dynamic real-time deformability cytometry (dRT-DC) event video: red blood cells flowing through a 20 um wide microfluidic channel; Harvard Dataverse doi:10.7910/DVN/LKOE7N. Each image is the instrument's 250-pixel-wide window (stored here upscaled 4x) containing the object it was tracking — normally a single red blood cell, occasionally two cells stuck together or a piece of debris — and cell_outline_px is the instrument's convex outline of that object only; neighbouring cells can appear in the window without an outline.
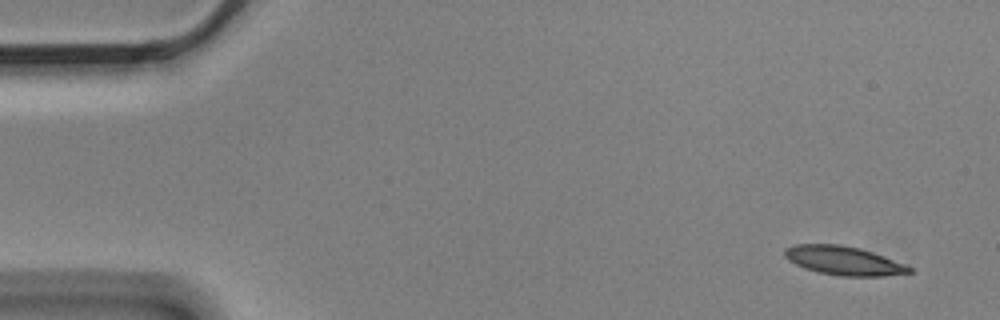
{"species": "Egyptian fruit bat (a non-hibernating species)", "species_latin": "Rousettus aegyptiacus", "temperature_condition": "cold", "stored_images_in_passage": 4, "camera_frame_rate_fps": 3000, "um_per_image_px": 0.085, "animal": {"sex": "male"}, "frame": {"image": 1, "passage_image": 1, "time_ms": 0.0, "image_size_px": [1000, 320], "cell_outline_px": [[912, 272], [884, 276], [840, 276], [820, 272], [804, 268], [788, 260], [784, 256], [784, 248], [792, 244], [840, 244], [860, 248], [884, 256], [904, 264], [912, 268]], "centroid_in_image_um": [71.67, 22.14], "position_along_channel_um": 13.3, "area_um2": 20.92}}
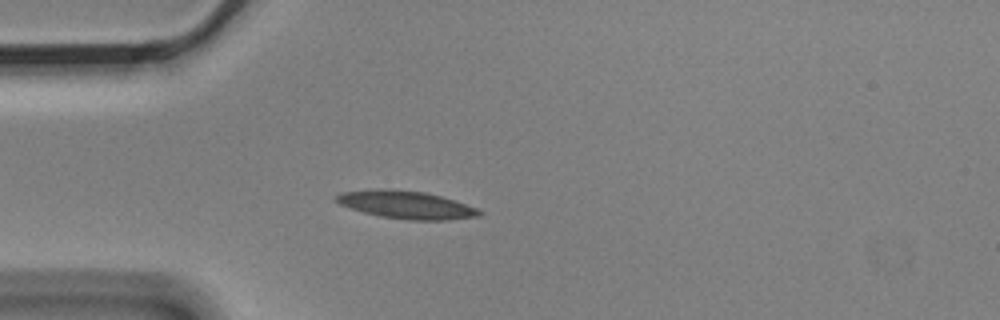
{"frame": {"image": 2, "passage_image": 4, "time_ms": 1.0, "image_size_px": [1000, 320], "cell_outline_px": [[484, 212], [480, 216], [448, 220], [408, 220], [380, 216], [364, 212], [340, 204], [332, 196], [344, 192], [380, 188], [424, 192], [440, 196], [476, 208]], "centroid_in_image_um": [34.52, 17.41], "position_along_channel_um": 50.5, "area_um2": 22.89}}